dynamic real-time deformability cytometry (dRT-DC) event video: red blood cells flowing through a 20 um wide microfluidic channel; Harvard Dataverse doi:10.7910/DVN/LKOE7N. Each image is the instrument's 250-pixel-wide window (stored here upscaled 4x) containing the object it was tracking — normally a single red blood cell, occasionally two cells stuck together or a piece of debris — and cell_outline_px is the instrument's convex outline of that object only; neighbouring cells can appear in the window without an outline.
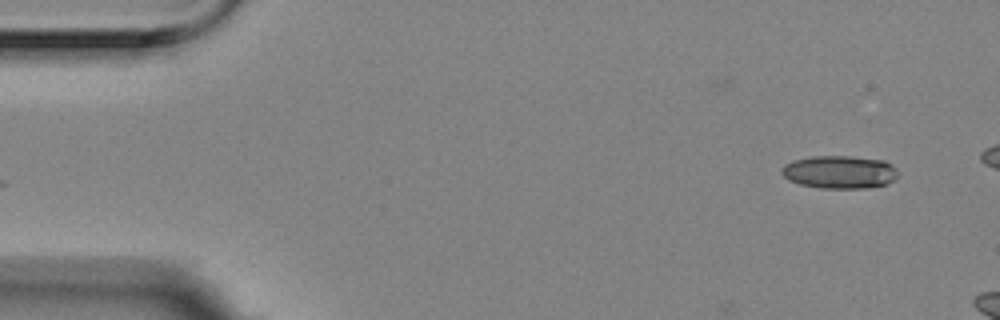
{"species": "Egyptian fruit bat (a non-hibernating species)", "species_latin": "Rousettus aegyptiacus", "temperature_condition": "room temperature", "stored_images_in_passage": 3, "camera_frame_rate_fps": 3000, "um_per_image_px": 0.085, "animal": {"sex": "female"}, "frame": {"image": 1, "passage_image": 1, "time_ms": 0.0, "image_size_px": [1000, 320], "cell_outline_px": [[896, 176], [888, 184], [864, 188], [820, 188], [800, 184], [788, 180], [780, 172], [780, 168], [784, 164], [792, 160], [812, 156], [852, 156], [884, 160], [892, 164], [896, 168]], "centroid_in_image_um": [71.33, 14.61], "position_along_channel_um": 13.7, "area_um2": 22.48}}